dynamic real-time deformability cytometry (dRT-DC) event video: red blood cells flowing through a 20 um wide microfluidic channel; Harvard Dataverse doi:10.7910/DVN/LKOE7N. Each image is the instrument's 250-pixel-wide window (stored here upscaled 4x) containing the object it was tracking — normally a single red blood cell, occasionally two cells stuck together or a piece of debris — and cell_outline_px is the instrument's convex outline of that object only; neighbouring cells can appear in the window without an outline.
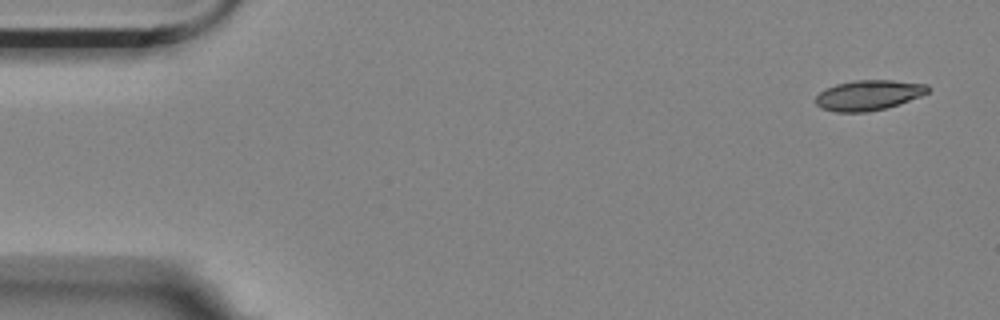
{"species": "Egyptian fruit bat (a non-hibernating species)", "species_latin": "Rousettus aegyptiacus", "temperature_condition": "room temperature", "stored_images_in_passage": 9, "camera_frame_rate_fps": 3000, "um_per_image_px": 0.085, "animal": {"sex": "female"}, "frame": {"image": 1, "passage_image": 1, "time_ms": 0.0, "image_size_px": [1000, 320], "cell_outline_px": [[932, 88], [928, 92], [920, 96], [884, 108], [868, 112], [836, 112], [820, 108], [816, 104], [816, 96], [824, 88], [836, 84], [856, 80], [892, 80], [928, 84]], "centroid_in_image_um": [73.81, 8.08], "position_along_channel_um": 11.2, "area_um2": 19.71}}